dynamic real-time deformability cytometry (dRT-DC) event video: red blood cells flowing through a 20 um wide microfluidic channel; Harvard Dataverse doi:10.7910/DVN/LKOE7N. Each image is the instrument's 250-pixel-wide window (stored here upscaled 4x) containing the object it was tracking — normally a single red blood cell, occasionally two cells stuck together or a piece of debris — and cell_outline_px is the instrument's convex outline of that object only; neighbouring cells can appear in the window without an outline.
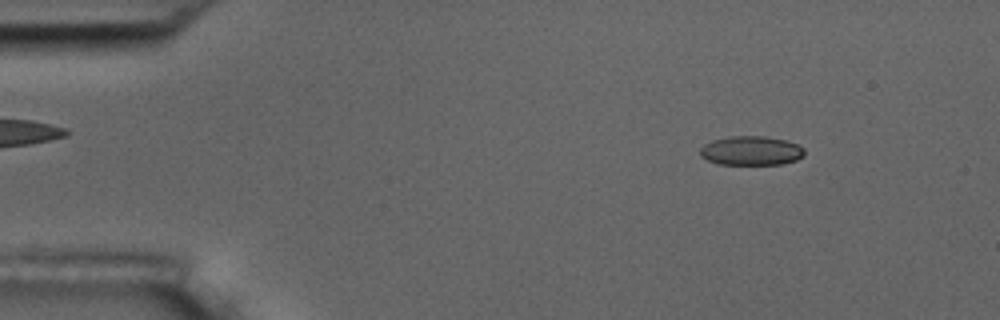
{"species": "common noctule bat (a hibernating species)", "species_latin": "Nyctalus noctula", "temperature_condition": "room temperature", "stored_images_in_passage": 55, "camera_frame_rate_fps": 3000, "um_per_image_px": 0.085, "animal": {"sex": "male", "body_mass_g": 17.5, "forearm_length_mm": 52.3}, "frame": {"image": 1, "passage_image": 7, "time_ms": 2.0, "image_size_px": [1000, 320], "cell_outline_px": [[804, 156], [796, 160], [784, 164], [720, 164], [708, 160], [700, 156], [700, 148], [704, 144], [712, 140], [732, 136], [764, 136], [788, 140], [804, 148]], "centroid_in_image_um": [63.86, 12.8], "position_along_channel_um": 21.1, "area_um2": 17.8}}
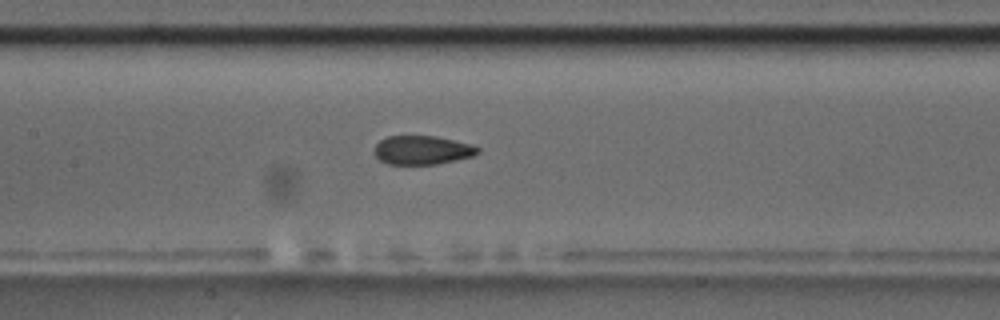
{"frame": {"image": 2, "passage_image": 26, "time_ms": 8.333, "image_size_px": [1000, 320], "cell_outline_px": [[480, 152], [472, 156], [456, 160], [436, 164], [388, 164], [380, 160], [372, 152], [372, 148], [380, 140], [388, 136], [436, 136], [472, 144], [480, 148]], "centroid_in_image_um": [35.87, 12.75], "position_along_channel_um": 171.5, "area_um2": 17.51}}
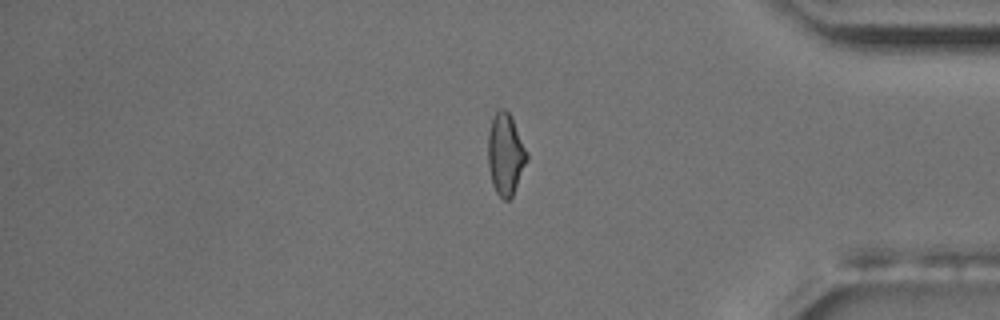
{"frame": {"image": 3, "passage_image": 46, "time_ms": 15.0, "image_size_px": [1000, 320], "cell_outline_px": [[528, 160], [512, 196], [508, 200], [504, 200], [496, 192], [492, 184], [488, 168], [488, 132], [492, 120], [496, 112], [500, 108], [504, 108], [512, 116], [528, 152]], "centroid_in_image_um": [42.98, 13.1], "position_along_channel_um": 392.2, "area_um2": 18.67}, "authors_computed_cell_mechanics": {"area_um2": 18.2648, "velocity_mm_per_s": 3.6635, "shape_relaxation_time_tau1_ms": null, "shape_relaxation_time_tau2_ms": 1.6491, "deformation_change_tau1": null, "deformation_change_tau2": 0.07}}